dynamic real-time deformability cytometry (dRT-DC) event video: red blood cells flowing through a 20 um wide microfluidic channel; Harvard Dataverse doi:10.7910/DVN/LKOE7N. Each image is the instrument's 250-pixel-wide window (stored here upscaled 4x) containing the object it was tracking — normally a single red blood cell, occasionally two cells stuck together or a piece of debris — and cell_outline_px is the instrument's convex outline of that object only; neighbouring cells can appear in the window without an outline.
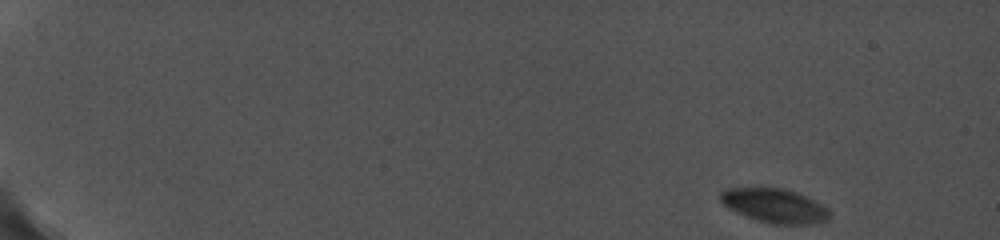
{"species": "common noctule bat (a hibernating species)", "species_latin": "Nyctalus noctula", "temperature_condition": "cold", "stored_images_in_passage": 50, "camera_frame_rate_fps": 5000, "um_per_image_px": 0.085, "animal": {"sex": "female", "body_mass_g": 19.0, "forearm_length_mm": 56.7}, "frame": {"image": 1, "passage_image": 1, "time_ms": 0.0, "image_size_px": [1000, 240], "cell_outline_px": [[828, 216], [824, 220], [812, 224], [768, 224], [756, 220], [736, 212], [728, 208], [720, 200], [720, 192], [728, 188], [784, 188], [796, 192], [812, 200], [824, 208], [828, 212]], "centroid_in_image_um": [65.75, 17.48], "position_along_channel_um": 19.2, "area_um2": 21.21}}
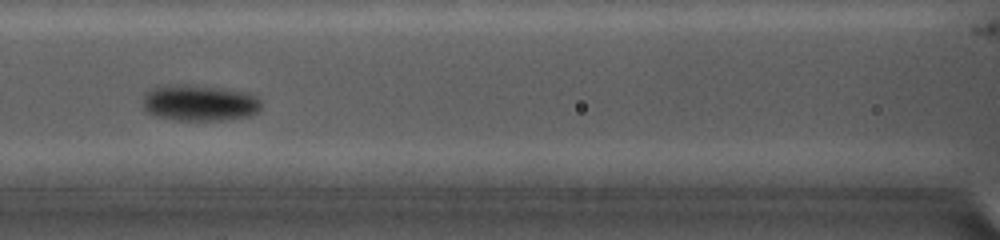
{"frame": {"image": 2, "passage_image": 18, "time_ms": 8.0, "image_size_px": [1000, 240], "cell_outline_px": [[260, 108], [256, 112], [248, 116], [220, 120], [176, 120], [156, 116], [148, 112], [144, 108], [144, 92], [156, 84], [188, 84], [252, 92], [260, 100]], "centroid_in_image_um": [16.92, 8.71], "position_along_channel_um": 149.7, "area_um2": 25.32}}
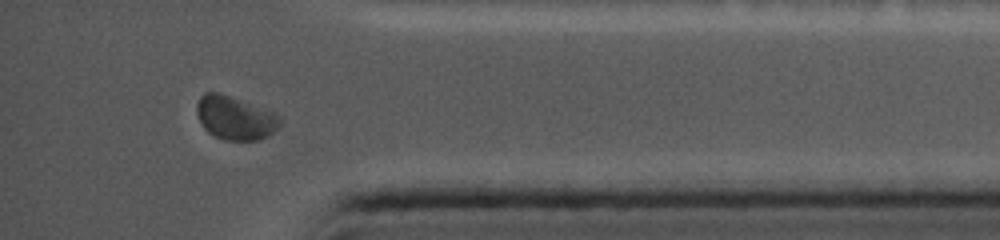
{"frame": {"image": 3, "passage_image": 45, "time_ms": 15.2, "image_size_px": [1000, 240], "cell_outline_px": [[280, 124], [272, 132], [256, 140], [224, 140], [208, 132], [200, 124], [196, 112], [196, 104], [200, 96], [204, 92], [220, 92], [276, 112], [280, 116]], "centroid_in_image_um": [19.94, 9.99], "position_along_channel_um": 415.3, "area_um2": 21.21}}